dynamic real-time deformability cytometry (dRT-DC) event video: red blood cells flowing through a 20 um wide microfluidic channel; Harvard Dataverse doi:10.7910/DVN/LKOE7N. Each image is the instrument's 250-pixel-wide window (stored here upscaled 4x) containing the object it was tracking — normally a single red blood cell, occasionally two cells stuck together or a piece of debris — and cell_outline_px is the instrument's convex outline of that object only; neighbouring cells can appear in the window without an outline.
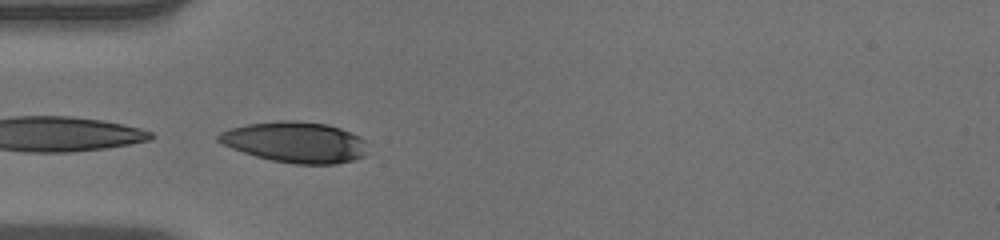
{"species": "human", "species_latin": "Homo sapiens", "temperature_condition": "warm", "stored_images_in_passage": 4, "camera_frame_rate_fps": 3000, "um_per_image_px": 0.085, "donor": {"sex": "male"}, "frame": {"image": 1, "passage_image": 1, "time_ms": 0.0, "image_size_px": [1000, 240], "cell_outline_px": [[364, 156], [352, 160], [336, 164], [292, 164], [272, 160], [256, 156], [232, 148], [216, 140], [216, 136], [220, 132], [228, 128], [248, 124], [280, 120], [292, 120], [328, 124], [340, 128], [360, 136], [364, 140]], "centroid_in_image_um": [25.07, 12.08], "position_along_channel_um": 59.9, "area_um2": 35.32}}